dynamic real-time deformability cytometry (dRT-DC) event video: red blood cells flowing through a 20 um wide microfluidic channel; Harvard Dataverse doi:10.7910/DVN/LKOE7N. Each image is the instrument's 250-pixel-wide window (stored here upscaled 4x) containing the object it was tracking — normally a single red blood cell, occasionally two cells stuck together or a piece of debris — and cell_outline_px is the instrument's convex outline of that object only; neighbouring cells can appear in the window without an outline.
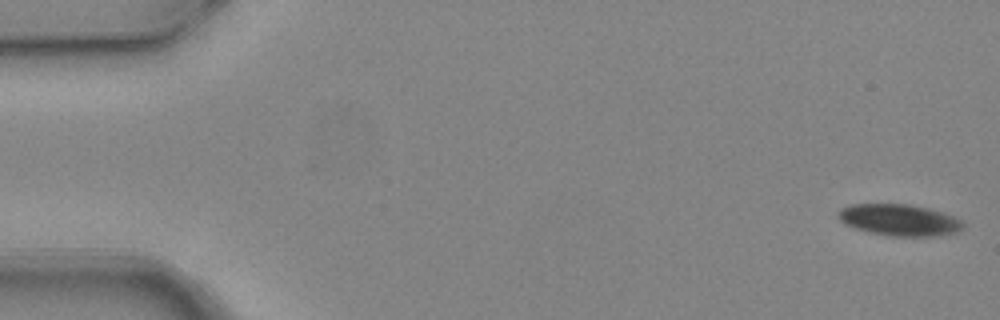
{"species": "common noctule bat (a hibernating species)", "species_latin": "Nyctalus noctula", "temperature_condition": "warm", "stored_images_in_passage": 4, "segment_of_instrument_passage": [2, 2], "camera_frame_rate_fps": 3000, "um_per_image_px": 0.085, "animal": {"sex": "female", "body_mass_g": 24.6, "forearm_length_mm": 56.2}, "frame": {"image": 1, "passage_image": 4, "time_ms": 1.0, "image_size_px": [1000, 320], "cell_outline_px": [[964, 228], [956, 232], [940, 236], [888, 236], [868, 232], [844, 224], [836, 216], [840, 208], [852, 204], [908, 204], [928, 208], [952, 216], [960, 220], [964, 224]], "centroid_in_image_um": [76.41, 18.7], "position_along_channel_um": 8.6, "area_um2": 23.0}}